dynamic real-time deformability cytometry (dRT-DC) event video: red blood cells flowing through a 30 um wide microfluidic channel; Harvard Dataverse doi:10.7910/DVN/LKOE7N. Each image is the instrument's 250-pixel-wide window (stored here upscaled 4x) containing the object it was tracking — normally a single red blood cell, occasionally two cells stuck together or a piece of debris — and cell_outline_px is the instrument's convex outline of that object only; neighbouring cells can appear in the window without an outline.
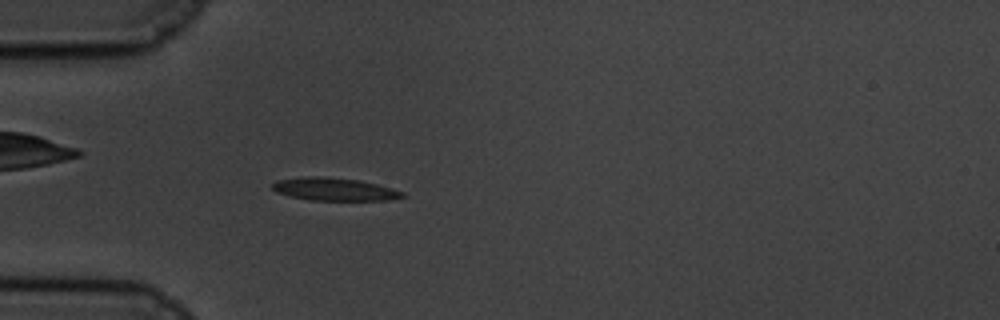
{"species": "common noctule bat (a hibernating species)", "species_latin": "Nyctalus noctula", "temperature_condition": "cold", "stored_images_in_passage": 59, "camera_frame_rate_fps": 3000, "um_per_image_px": 0.085, "animal": {"sex": "male", "body_mass_g": 19.5, "forearm_length_mm": 54.6}, "frame": {"image": 1, "passage_image": 17, "time_ms": 5.333, "image_size_px": [1000, 320], "cell_outline_px": [[404, 196], [388, 200], [312, 200], [292, 196], [276, 192], [272, 188], [272, 184], [276, 180], [308, 176], [316, 176], [360, 180], [392, 188], [404, 192]], "centroid_in_image_um": [28.41, 16.08], "position_along_channel_um": 56.6, "area_um2": 17.05}}
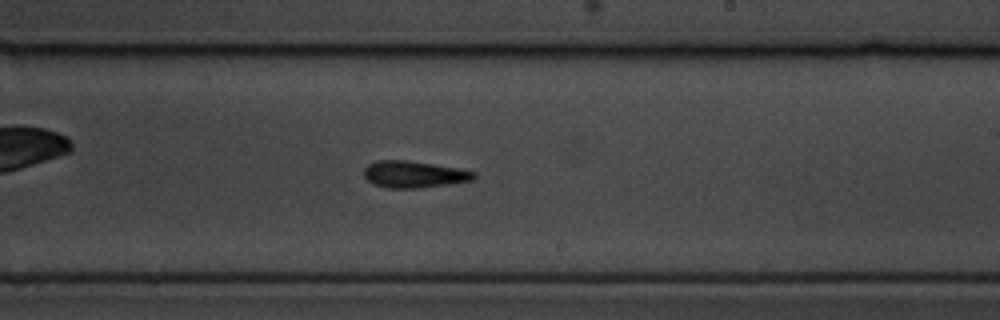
{"frame": {"image": 2, "passage_image": 35, "time_ms": 11.333, "image_size_px": [1000, 320], "cell_outline_px": [[476, 176], [472, 180], [448, 184], [420, 188], [388, 188], [372, 184], [364, 176], [364, 168], [368, 164], [376, 160], [404, 160], [432, 164], [456, 168], [476, 172]], "centroid_in_image_um": [35.14, 14.82], "position_along_channel_um": 253.9, "area_um2": 17.05}}
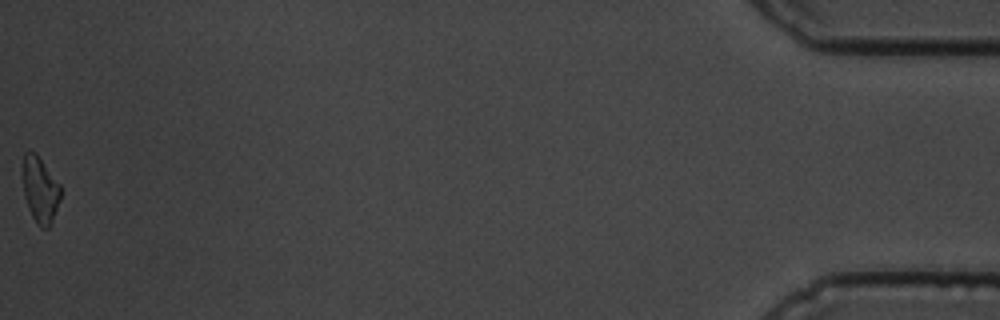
{"frame": {"image": 3, "passage_image": 59, "time_ms": 19.333, "image_size_px": [1000, 320], "cell_outline_px": [[60, 200], [52, 220], [48, 228], [40, 228], [36, 224], [28, 208], [24, 196], [20, 172], [24, 152], [36, 152], [60, 184]], "centroid_in_image_um": [3.36, 16.09], "position_along_channel_um": 431.8, "area_um2": 14.97}, "authors_computed_cell_mechanics": {"area_um2": 16.4152, "velocity_mm_per_s": 3.3954, "shape_relaxation_time_tau1_ms": 3.0973, "shape_relaxation_time_tau2_ms": 2.3244, "deformation_change_tau1": 0.1438, "deformation_change_tau2": 0.1058}}